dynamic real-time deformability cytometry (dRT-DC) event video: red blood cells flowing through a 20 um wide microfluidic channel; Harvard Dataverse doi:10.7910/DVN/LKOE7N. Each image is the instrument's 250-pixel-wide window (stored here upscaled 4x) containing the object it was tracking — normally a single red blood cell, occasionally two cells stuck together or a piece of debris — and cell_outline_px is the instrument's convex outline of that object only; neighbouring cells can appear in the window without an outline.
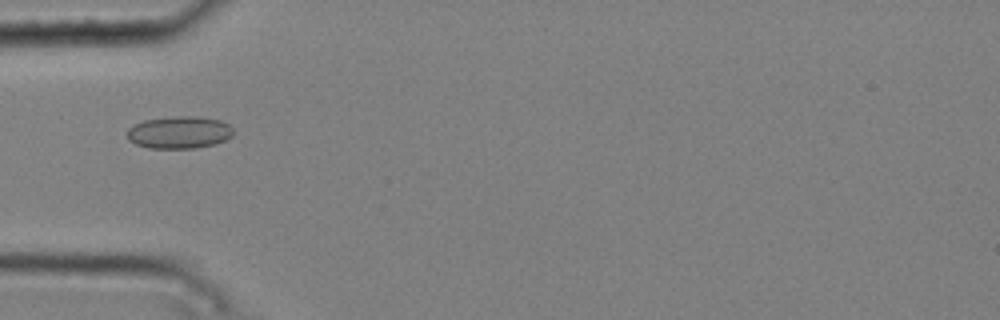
{"species": "common noctule bat (a hibernating species)", "species_latin": "Nyctalus noctula", "temperature_condition": "cold", "stored_images_in_passage": 7, "camera_frame_rate_fps": 3000, "um_per_image_px": 0.085, "animal": {"sex": "male", "body_mass_g": 20.4}, "frame": {"image": 1, "passage_image": 4, "time_ms": 1.0, "image_size_px": [1000, 320], "cell_outline_px": [[236, 132], [232, 136], [216, 144], [196, 148], [148, 148], [136, 144], [128, 140], [128, 128], [132, 124], [144, 120], [172, 116], [196, 116], [220, 120], [228, 124]], "centroid_in_image_um": [15.24, 11.25], "position_along_channel_um": 69.8, "area_um2": 20.23}}
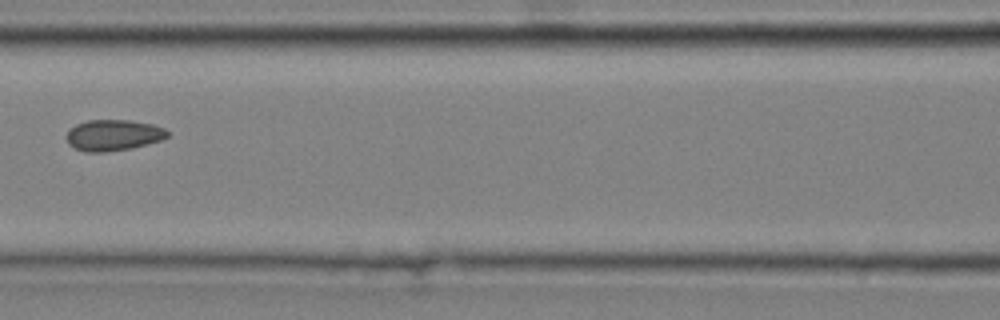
{"frame": {"image": 2, "passage_image": 6, "time_ms": 1.667, "image_size_px": [1000, 320], "cell_outline_px": [[168, 136], [160, 140], [132, 148], [104, 152], [84, 152], [68, 144], [68, 132], [76, 124], [88, 120], [132, 120], [152, 124], [164, 128], [168, 132]], "centroid_in_image_um": [9.64, 11.48], "position_along_channel_um": 157.0, "area_um2": 18.09}}
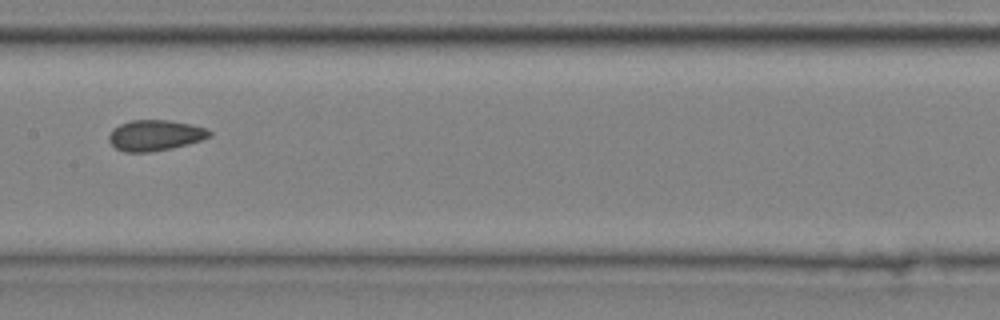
{"frame": {"image": 3, "passage_image": 7, "time_ms": 2.0, "image_size_px": [1000, 320], "cell_outline_px": [[212, 136], [188, 144], [172, 148], [148, 152], [124, 152], [116, 148], [108, 140], [108, 136], [112, 128], [120, 124], [132, 120], [168, 120], [192, 124], [208, 128], [212, 132]], "centroid_in_image_um": [13.19, 11.5], "position_along_channel_um": 194.2, "area_um2": 18.15}}